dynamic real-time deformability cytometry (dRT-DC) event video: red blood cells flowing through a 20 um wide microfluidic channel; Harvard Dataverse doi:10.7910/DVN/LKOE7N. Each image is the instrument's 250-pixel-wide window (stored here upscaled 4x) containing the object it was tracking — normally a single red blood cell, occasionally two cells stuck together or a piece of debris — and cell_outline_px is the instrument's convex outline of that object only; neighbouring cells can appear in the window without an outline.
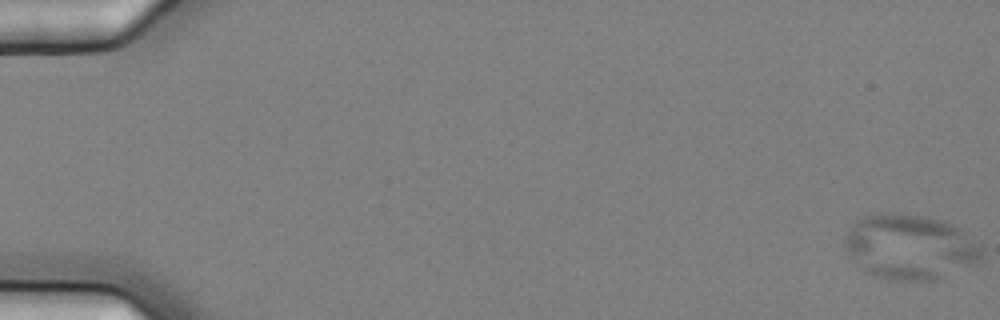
{"species": "common noctule bat (a hibernating species)", "species_latin": "Nyctalus noctula", "temperature_condition": "cold", "stored_images_in_passage": 7, "camera_frame_rate_fps": 3000, "um_per_image_px": 0.085, "animal": {"sex": "female", "body_mass_g": 25.1}, "frame": {"image": 1, "passage_image": 1, "time_ms": 0.0, "image_size_px": [1000, 320], "cell_outline_px": [[984, 260], [976, 264], [936, 280], [892, 280], [864, 272], [848, 256], [844, 248], [844, 236], [856, 220], [860, 216], [896, 212], [900, 212], [928, 216], [944, 220], [960, 228], [980, 244], [984, 248]], "centroid_in_image_um": [77.37, 20.98], "position_along_channel_um": 7.6, "area_um2": 52.94}}
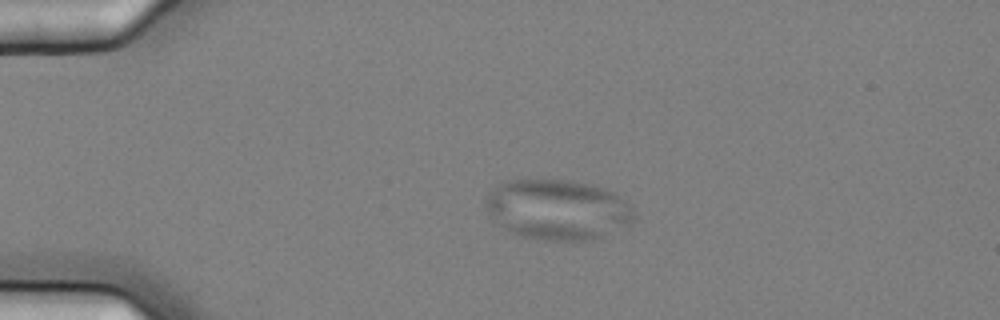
{"frame": {"image": 2, "passage_image": 4, "time_ms": 1.0, "image_size_px": [1000, 320], "cell_outline_px": [[632, 224], [592, 240], [544, 240], [524, 236], [512, 232], [496, 224], [492, 220], [484, 204], [488, 196], [496, 184], [500, 180], [572, 180], [604, 188], [616, 192], [632, 208]], "centroid_in_image_um": [47.37, 17.8], "position_along_channel_um": 37.6, "area_um2": 52.19}}